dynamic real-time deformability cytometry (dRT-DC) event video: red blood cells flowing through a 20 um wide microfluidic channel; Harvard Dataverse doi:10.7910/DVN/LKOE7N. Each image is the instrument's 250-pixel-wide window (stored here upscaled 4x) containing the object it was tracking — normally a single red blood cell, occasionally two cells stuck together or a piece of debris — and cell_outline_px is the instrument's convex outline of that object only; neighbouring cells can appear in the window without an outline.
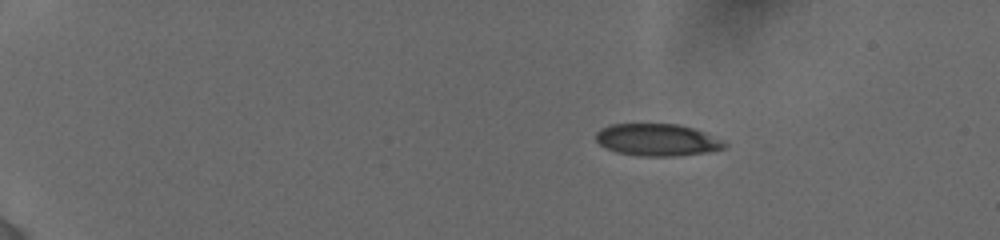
{"species": "human", "species_latin": "Homo sapiens", "temperature_condition": "cold", "stored_images_in_passage": 52, "camera_frame_rate_fps": 3000, "um_per_image_px": 0.085, "donor": {"sex": "female"}, "frame": {"image": 1, "passage_image": 1, "time_ms": 0.0, "image_size_px": [1000, 240], "cell_outline_px": [[728, 144], [724, 148], [708, 152], [676, 156], [636, 156], [616, 152], [600, 144], [596, 140], [596, 132], [600, 128], [608, 124], [680, 124], [704, 132]], "centroid_in_image_um": [55.83, 11.89], "position_along_channel_um": 29.2, "area_um2": 24.04}}
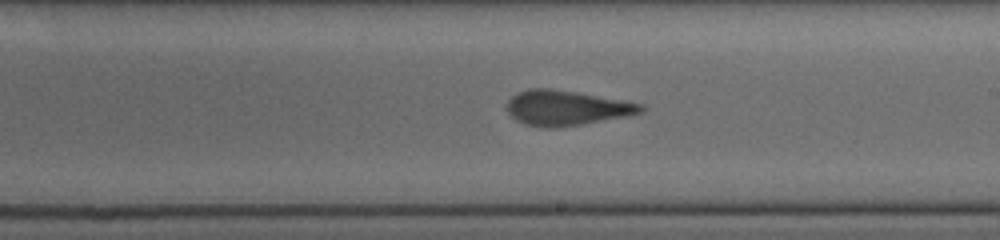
{"frame": {"image": 2, "passage_image": 31, "time_ms": 8.333, "image_size_px": [1000, 240], "cell_outline_px": [[644, 112], [628, 116], [580, 124], [552, 128], [544, 128], [524, 124], [516, 120], [508, 112], [508, 100], [516, 92], [528, 88], [552, 88], [624, 100], [644, 104]], "centroid_in_image_um": [48.15, 9.16], "position_along_channel_um": 240.8, "area_um2": 27.4}}
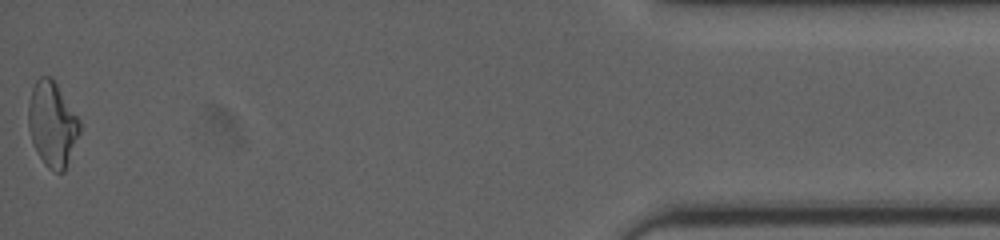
{"frame": {"image": 3, "passage_image": 52, "time_ms": 15.0, "image_size_px": [1000, 240], "cell_outline_px": [[80, 132], [64, 172], [56, 172], [48, 168], [44, 164], [32, 140], [28, 128], [28, 104], [32, 88], [36, 80], [40, 76], [48, 76], [56, 84], [80, 120]], "centroid_in_image_um": [4.44, 10.56], "position_along_channel_um": 430.8, "area_um2": 25.03}, "authors_computed_cell_mechanics": {"area_um2": 26.7614, "velocity_mm_per_s": 3.8827, "shape_relaxation_time_tau1_ms": 5.0475, "shape_relaxation_time_tau2_ms": 1.0352, "deformation_change_tau1": 0.1738, "deformation_change_tau2": 0.0855}}